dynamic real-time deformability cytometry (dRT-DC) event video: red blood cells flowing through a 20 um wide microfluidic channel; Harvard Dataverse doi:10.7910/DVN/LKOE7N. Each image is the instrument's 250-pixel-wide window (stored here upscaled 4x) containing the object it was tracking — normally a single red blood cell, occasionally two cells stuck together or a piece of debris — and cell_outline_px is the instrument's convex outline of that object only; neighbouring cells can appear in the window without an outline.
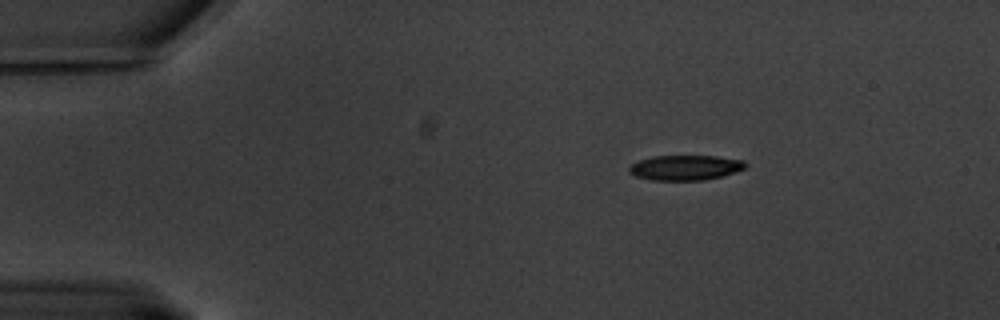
{"species": "common noctule bat (a hibernating species)", "species_latin": "Nyctalus noctula", "temperature_condition": "warm", "stored_images_in_passage": 53, "camera_frame_rate_fps": 3000, "um_per_image_px": 0.085, "animal": {"sex": "male", "body_mass_g": 20.1, "forearm_length_mm": 53.5}, "frame": {"image": 1, "passage_image": 1, "time_ms": 0.0, "image_size_px": [1000, 320], "cell_outline_px": [[748, 164], [744, 168], [720, 176], [704, 180], [652, 180], [636, 176], [628, 172], [628, 168], [632, 164], [640, 160], [652, 156], [716, 156], [744, 160]], "centroid_in_image_um": [58.23, 14.24], "position_along_channel_um": 26.8, "area_um2": 16.82}}
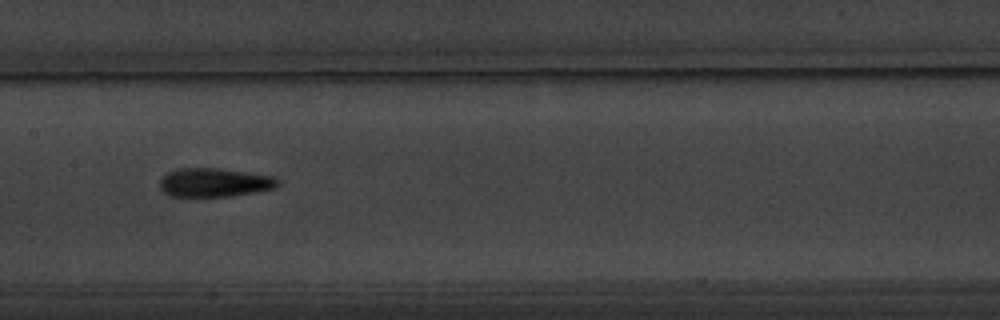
{"frame": {"image": 2, "passage_image": 22, "time_ms": 7.0, "image_size_px": [1000, 320], "cell_outline_px": [[280, 184], [276, 188], [232, 196], [172, 196], [164, 192], [160, 188], [160, 180], [168, 172], [180, 168], [220, 168], [272, 176]], "centroid_in_image_um": [18.22, 15.51], "position_along_channel_um": 189.2, "area_um2": 19.59}}
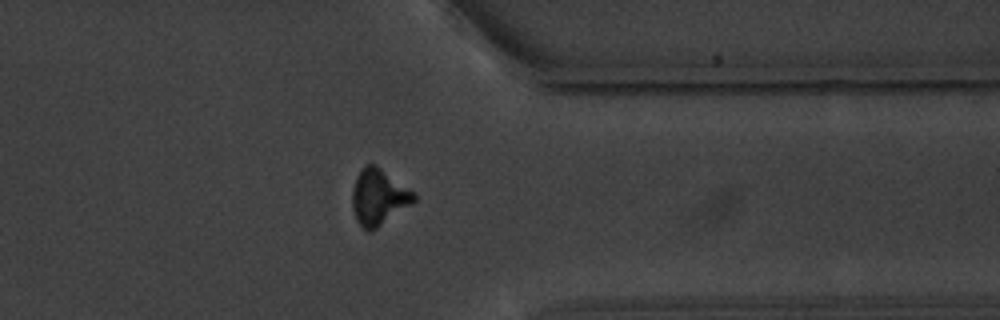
{"frame": {"image": 3, "passage_image": 40, "time_ms": 13.0, "image_size_px": [1000, 320], "cell_outline_px": [[416, 200], [412, 204], [372, 232], [368, 232], [356, 220], [352, 208], [352, 188], [356, 176], [364, 164], [376, 164], [416, 192]], "centroid_in_image_um": [32.19, 16.74], "position_along_channel_um": 379.2, "area_um2": 20.58}, "authors_computed_cell_mechanics": {"area_um2": 18.5538, "velocity_mm_per_s": 3.2761, "shape_relaxation_time_tau1_ms": 4.4615, "shape_relaxation_time_tau2_ms": 4.6102, "deformation_change_tau1": 0.1572, "deformation_change_tau2": 0.128}}